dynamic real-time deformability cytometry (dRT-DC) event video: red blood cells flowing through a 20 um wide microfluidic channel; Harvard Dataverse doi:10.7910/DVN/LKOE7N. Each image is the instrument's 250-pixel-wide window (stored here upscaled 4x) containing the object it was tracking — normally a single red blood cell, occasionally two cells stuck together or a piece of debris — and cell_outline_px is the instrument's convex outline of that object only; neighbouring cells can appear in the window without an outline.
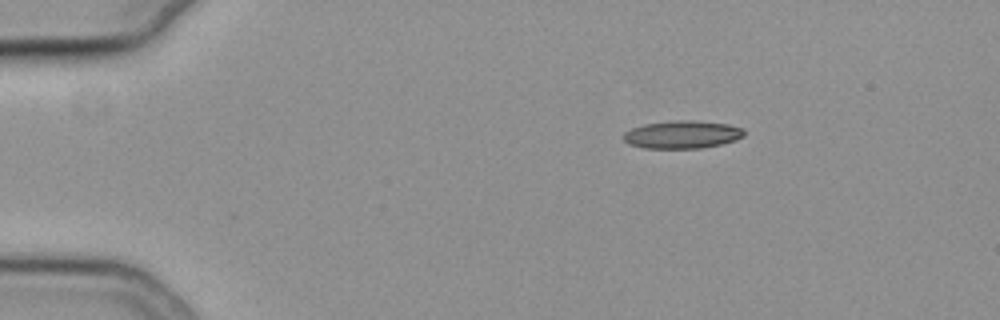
{"species": "common noctule bat (a hibernating species)", "species_latin": "Nyctalus noctula", "temperature_condition": "cold", "stored_images_in_passage": 46, "camera_frame_rate_fps": 3000, "um_per_image_px": 0.085, "animal": {"sex": "female", "body_mass_g": 19.3, "forearm_length_mm": 54.1}, "frame": {"image": 1, "passage_image": 1, "time_ms": 0.0, "image_size_px": [1000, 320], "cell_outline_px": [[744, 136], [736, 140], [720, 144], [700, 148], [644, 148], [628, 144], [624, 140], [624, 132], [632, 128], [644, 124], [676, 120], [692, 120], [728, 124], [744, 128]], "centroid_in_image_um": [58.0, 11.43], "position_along_channel_um": 27.0, "area_um2": 19.54}}
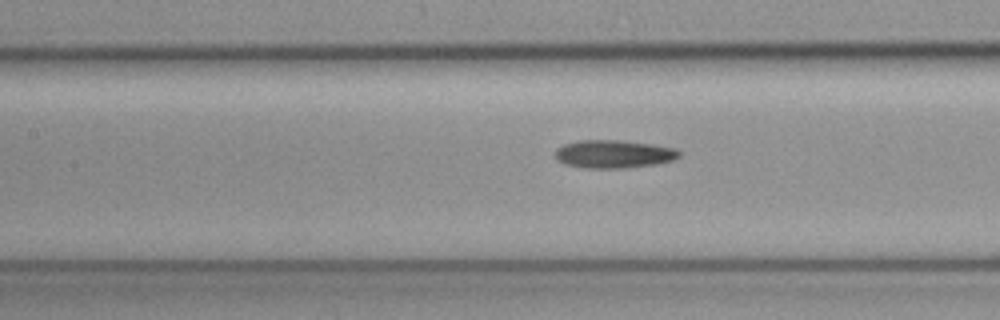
{"frame": {"image": 2, "passage_image": 17, "time_ms": 5.333, "image_size_px": [1000, 320], "cell_outline_px": [[680, 156], [672, 160], [656, 164], [624, 168], [584, 168], [564, 164], [556, 160], [556, 148], [564, 144], [576, 140], [620, 140], [652, 144], [676, 148], [680, 152]], "centroid_in_image_um": [52.14, 13.09], "position_along_channel_um": 155.3, "area_um2": 20.4}}
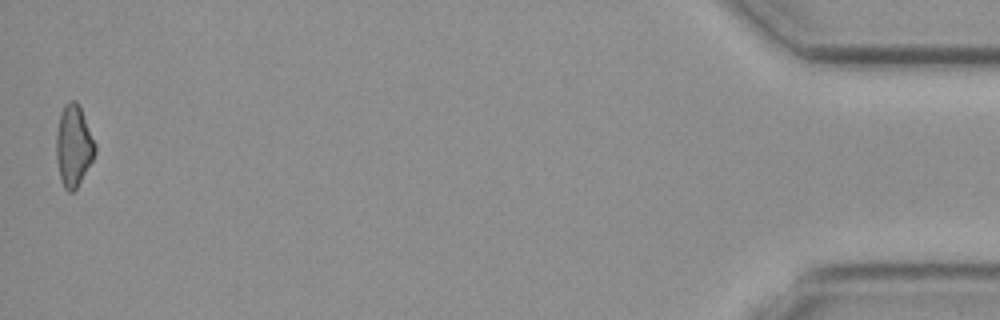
{"frame": {"image": 3, "passage_image": 46, "time_ms": 15.0, "image_size_px": [1000, 320], "cell_outline_px": [[96, 152], [92, 160], [76, 188], [72, 192], [68, 192], [64, 188], [60, 180], [56, 160], [56, 132], [60, 112], [64, 104], [68, 100], [76, 100], [80, 108], [96, 144]], "centroid_in_image_um": [6.23, 12.38], "position_along_channel_um": 429.0, "area_um2": 18.44}, "authors_computed_cell_mechanics": {"area_um2": 19.4208, "velocity_mm_per_s": 3.8101, "shape_relaxation_time_tau1_ms": 5.1353, "shape_relaxation_time_tau2_ms": null, "deformation_change_tau1": 0.1187, "deformation_change_tau2": null}}